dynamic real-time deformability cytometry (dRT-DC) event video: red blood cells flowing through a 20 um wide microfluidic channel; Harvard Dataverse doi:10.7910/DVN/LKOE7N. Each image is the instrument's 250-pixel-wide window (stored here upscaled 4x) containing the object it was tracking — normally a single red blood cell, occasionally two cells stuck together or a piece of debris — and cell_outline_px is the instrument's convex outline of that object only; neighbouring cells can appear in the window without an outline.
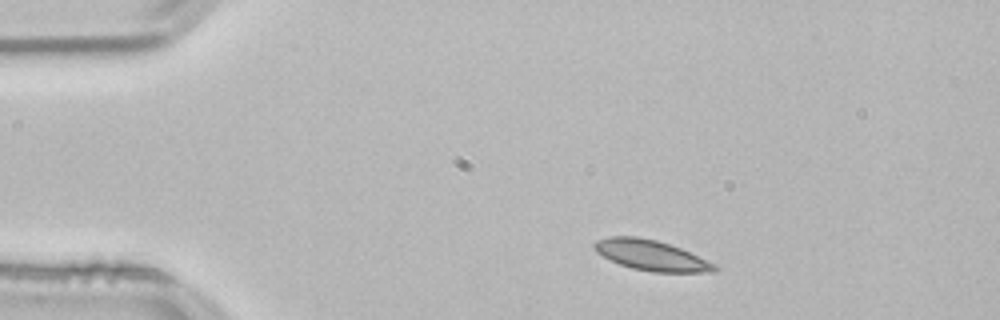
{"species": "common noctule bat (a hibernating species)", "species_latin": "Nyctalus noctula", "temperature_condition": "room temperature", "stored_images_in_passage": 45, "camera_frame_rate_fps": 3000, "um_per_image_px": 0.085, "animal": {"sex": "male", "body_mass_g": 21.5, "forearm_length_mm": 52.0}, "frame": {"image": 1, "passage_image": 1, "time_ms": 0.0, "image_size_px": [1000, 320], "cell_outline_px": [[720, 268], [716, 272], [652, 272], [632, 268], [620, 264], [596, 252], [592, 244], [596, 240], [612, 236], [636, 236], [656, 240], [680, 248], [716, 264]], "centroid_in_image_um": [55.37, 21.7], "position_along_channel_um": 29.6, "area_um2": 21.15}}
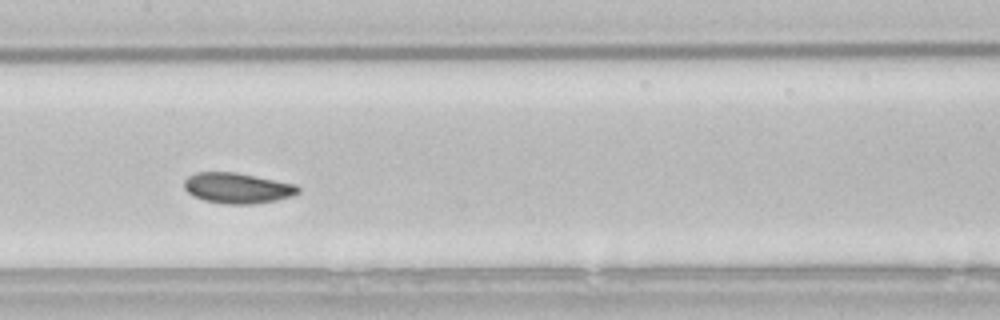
{"frame": {"image": 2, "passage_image": 18, "time_ms": 5.667, "image_size_px": [1000, 320], "cell_outline_px": [[300, 192], [292, 196], [276, 200], [252, 204], [228, 204], [204, 200], [192, 196], [184, 188], [184, 180], [188, 176], [196, 172], [236, 172], [296, 184], [300, 188]], "centroid_in_image_um": [20.18, 15.98], "position_along_channel_um": 187.2, "area_um2": 20.35}}
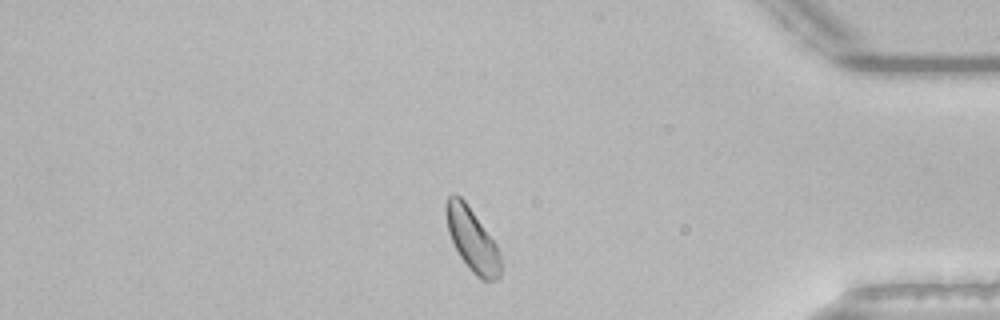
{"frame": {"image": 3, "passage_image": 37, "time_ms": 12.0, "image_size_px": [1000, 320], "cell_outline_px": [[500, 276], [496, 280], [484, 280], [476, 276], [468, 268], [460, 256], [448, 232], [444, 212], [444, 204], [448, 196], [460, 196], [464, 200], [496, 244], [500, 252]], "centroid_in_image_um": [40.11, 20.38], "position_along_channel_um": 395.1, "area_um2": 19.83}, "authors_computed_cell_mechanics": {"area_um2": 20.3456, "velocity_mm_per_s": 3.7801, "shape_relaxation_time_tau1_ms": 2.5269, "shape_relaxation_time_tau2_ms": null, "deformation_change_tau1": 0.0658, "deformation_change_tau2": null}}